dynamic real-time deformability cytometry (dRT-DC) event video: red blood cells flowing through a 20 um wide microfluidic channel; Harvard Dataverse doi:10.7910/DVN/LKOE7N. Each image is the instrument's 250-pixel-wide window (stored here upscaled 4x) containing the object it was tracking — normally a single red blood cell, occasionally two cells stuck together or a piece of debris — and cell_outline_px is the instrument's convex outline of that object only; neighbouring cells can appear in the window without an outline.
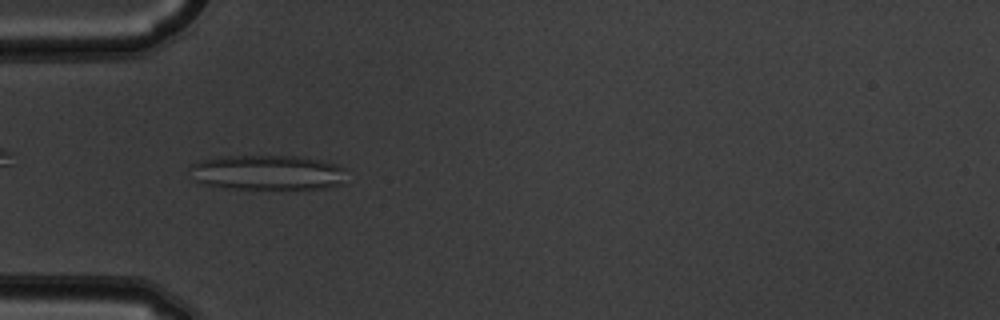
{"species": "common noctule bat (a hibernating species)", "species_latin": "Nyctalus noctula", "temperature_condition": "warm", "stored_images_in_passage": 7, "camera_frame_rate_fps": 3000, "um_per_image_px": 0.085, "animal": {"sex": "male", "body_mass_g": 19.5, "forearm_length_mm": 54.6}, "frame": {"image": 1, "passage_image": 6, "time_ms": 1.667, "image_size_px": [1000, 320], "cell_outline_px": [[344, 168], [340, 184], [324, 188], [232, 188], [204, 184], [196, 180], [192, 168], [192, 164], [200, 160], [216, 156], [300, 156], [320, 160], [336, 164]], "centroid_in_image_um": [22.72, 14.64], "position_along_channel_um": 62.3, "area_um2": 31.27}}
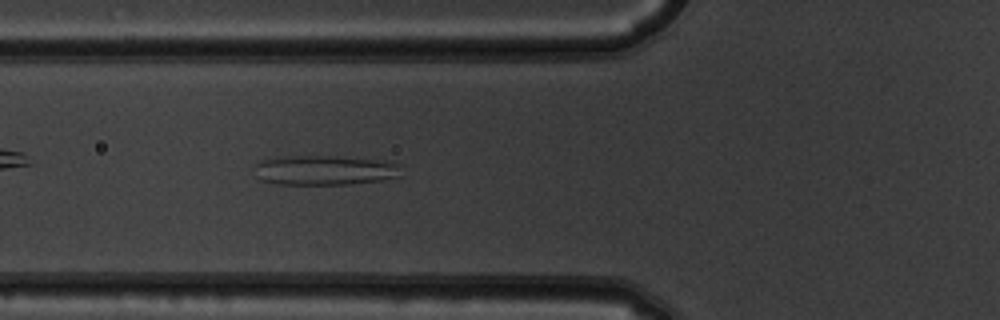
{"frame": {"image": 2, "passage_image": 7, "time_ms": 2.0, "image_size_px": [1000, 320], "cell_outline_px": [[400, 164], [396, 176], [384, 180], [348, 184], [276, 184], [260, 180], [256, 164], [264, 156], [332, 156], [384, 160]], "centroid_in_image_um": [27.54, 14.45], "position_along_channel_um": 98.3, "area_um2": 25.43}}